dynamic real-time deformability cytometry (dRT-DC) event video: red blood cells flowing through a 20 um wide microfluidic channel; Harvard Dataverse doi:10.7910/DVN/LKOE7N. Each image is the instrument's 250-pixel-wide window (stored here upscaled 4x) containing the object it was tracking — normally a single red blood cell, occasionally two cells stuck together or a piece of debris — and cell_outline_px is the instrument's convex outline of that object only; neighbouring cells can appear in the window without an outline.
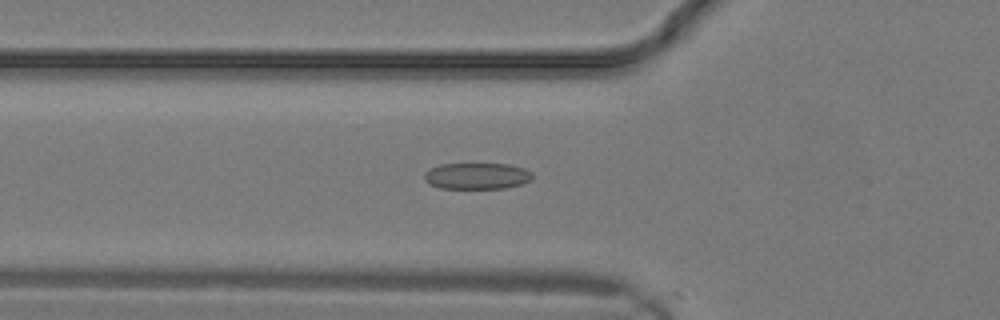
{"species": "common noctule bat (a hibernating species)", "species_latin": "Nyctalus noctula", "temperature_condition": "warm", "stored_images_in_passage": 12, "camera_frame_rate_fps": 3000, "um_per_image_px": 0.085, "animal": {"sex": "male", "body_mass_g": 19.2, "forearm_length_mm": 51.8}, "frame": {"image": 1, "passage_image": 10, "time_ms": 3.0, "image_size_px": [1000, 320], "cell_outline_px": [[532, 180], [520, 184], [504, 188], [440, 188], [428, 184], [424, 180], [424, 172], [440, 164], [508, 164], [524, 168], [532, 172]], "centroid_in_image_um": [40.52, 14.96], "position_along_channel_um": 85.3, "area_um2": 16.59}}
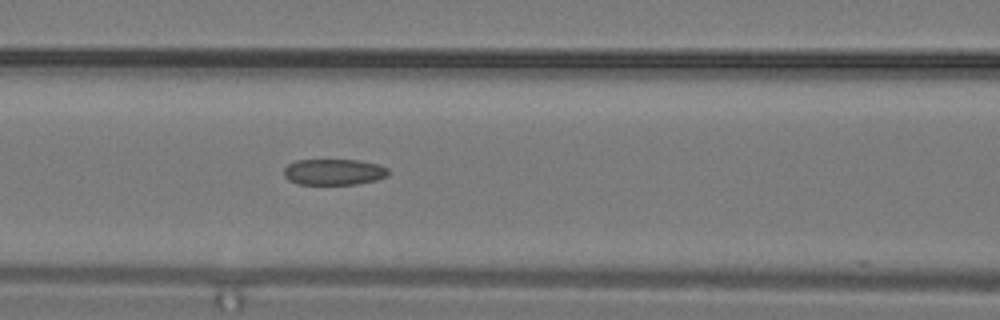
{"frame": {"image": 2, "passage_image": 12, "time_ms": 3.667, "image_size_px": [1000, 320], "cell_outline_px": [[388, 176], [376, 180], [356, 184], [300, 184], [288, 180], [284, 176], [284, 168], [288, 164], [296, 160], [360, 160], [380, 164], [388, 168]], "centroid_in_image_um": [28.39, 14.61], "position_along_channel_um": 138.2, "area_um2": 15.95}}